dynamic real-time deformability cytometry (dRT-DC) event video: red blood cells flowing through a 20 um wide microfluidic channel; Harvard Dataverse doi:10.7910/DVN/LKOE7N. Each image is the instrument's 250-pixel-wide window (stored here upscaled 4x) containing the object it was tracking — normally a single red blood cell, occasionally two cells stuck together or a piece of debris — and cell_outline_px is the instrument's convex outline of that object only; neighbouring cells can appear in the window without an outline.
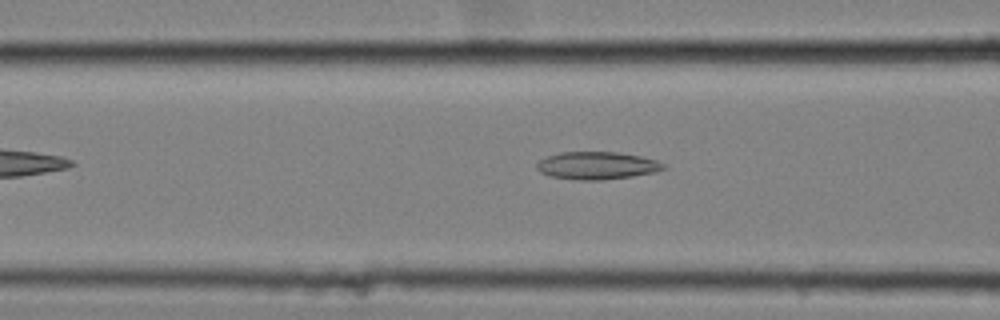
{"species": "common noctule bat (a hibernating species)", "species_latin": "Nyctalus noctula", "temperature_condition": "cold", "stored_images_in_passage": 37, "camera_frame_rate_fps": 3000, "um_per_image_px": 0.085, "animal": {"sex": "female", "body_mass_g": 25.1}, "frame": {"image": 1, "passage_image": 12, "time_ms": 3.667, "image_size_px": [1000, 320], "cell_outline_px": [[668, 168], [656, 172], [632, 176], [604, 180], [576, 180], [552, 176], [540, 172], [536, 168], [536, 164], [540, 160], [548, 156], [560, 152], [616, 152], [640, 156], [656, 160], [664, 164]], "centroid_in_image_um": [50.76, 14.08], "position_along_channel_um": 115.8, "area_um2": 20.4}}
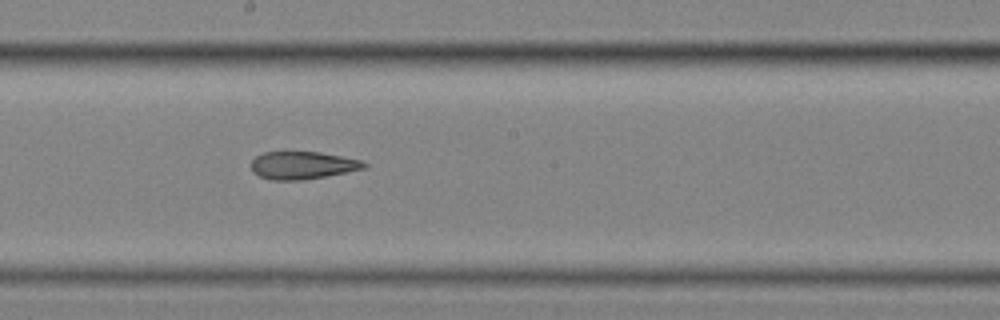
{"frame": {"image": 2, "passage_image": 21, "time_ms": 6.667, "image_size_px": [1000, 320], "cell_outline_px": [[368, 168], [304, 180], [272, 180], [260, 176], [252, 172], [252, 160], [256, 156], [264, 152], [320, 152], [360, 160], [368, 164]], "centroid_in_image_um": [25.73, 14.05], "position_along_channel_um": 222.5, "area_um2": 18.15}}
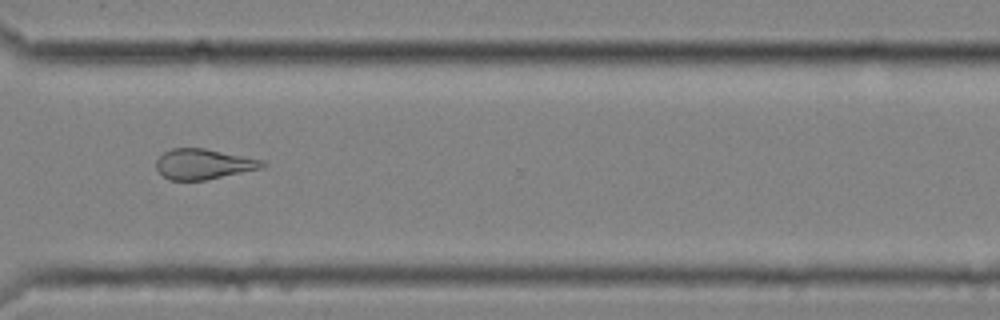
{"frame": {"image": 3, "passage_image": 32, "time_ms": 10.333, "image_size_px": [1000, 320], "cell_outline_px": [[268, 164], [264, 168], [204, 180], [168, 180], [156, 168], [156, 160], [164, 152], [172, 148], [204, 148], [264, 160]], "centroid_in_image_um": [17.33, 13.94], "position_along_channel_um": 353.3, "area_um2": 18.79}, "authors_computed_cell_mechanics": {"area_um2": 19.4208, "velocity_mm_per_s": 3.5622, "shape_relaxation_time_tau1_ms": null, "shape_relaxation_time_tau2_ms": 5.9358, "deformation_change_tau1": null, "deformation_change_tau2": 0.167}}